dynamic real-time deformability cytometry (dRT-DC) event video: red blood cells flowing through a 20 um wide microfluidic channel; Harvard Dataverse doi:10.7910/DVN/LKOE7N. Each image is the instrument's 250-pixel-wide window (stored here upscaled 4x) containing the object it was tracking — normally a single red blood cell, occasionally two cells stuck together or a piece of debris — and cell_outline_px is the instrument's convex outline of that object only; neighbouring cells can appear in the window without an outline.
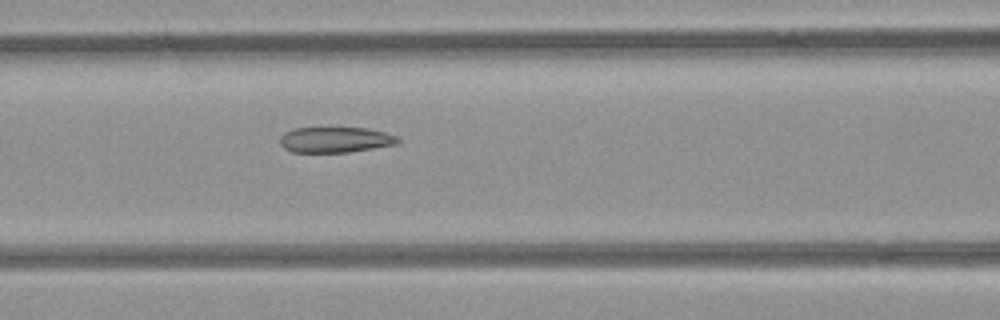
{"species": "common noctule bat (a hibernating species)", "species_latin": "Nyctalus noctula", "temperature_condition": "room temperature", "stored_images_in_passage": 5, "camera_frame_rate_fps": 3000, "um_per_image_px": 0.085, "animal": {"sex": "female", "body_mass_g": 21.9}, "frame": {"image": 1, "passage_image": 5, "time_ms": 5.667, "image_size_px": [1000, 320], "cell_outline_px": [[400, 140], [396, 144], [348, 152], [292, 152], [284, 148], [280, 144], [280, 136], [284, 132], [292, 128], [368, 128], [384, 132], [396, 136]], "centroid_in_image_um": [28.45, 11.87], "position_along_channel_um": 138.1, "area_um2": 17.51}}